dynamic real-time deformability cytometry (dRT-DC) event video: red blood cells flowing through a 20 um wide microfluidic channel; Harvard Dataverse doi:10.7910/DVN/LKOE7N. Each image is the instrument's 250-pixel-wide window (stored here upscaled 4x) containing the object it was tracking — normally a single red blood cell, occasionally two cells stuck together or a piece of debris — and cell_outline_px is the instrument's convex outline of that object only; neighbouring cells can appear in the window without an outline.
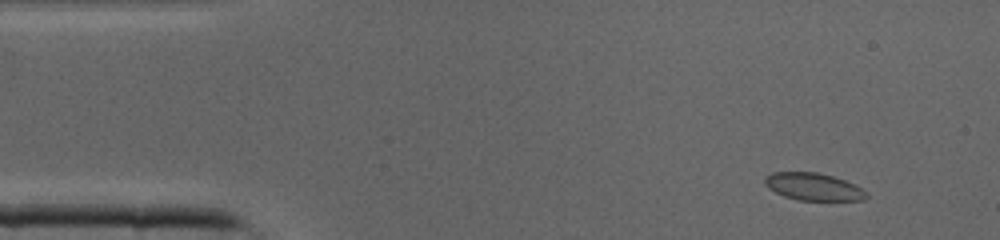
{"species": "common noctule bat (a hibernating species)", "species_latin": "Nyctalus noctula", "temperature_condition": "cold", "stored_images_in_passage": 38, "camera_frame_rate_fps": 3000, "um_per_image_px": 0.085, "animal": {"sex": "male", "body_mass_g": 19.0, "forearm_length_mm": 50.8}, "frame": {"image": 1, "passage_image": 1, "time_ms": 0.0, "image_size_px": [1000, 240], "cell_outline_px": [[868, 196], [864, 200], [796, 200], [784, 196], [768, 188], [764, 184], [764, 176], [772, 172], [816, 172], [832, 176], [844, 180], [860, 188]], "centroid_in_image_um": [69.07, 15.87], "position_along_channel_um": 15.9, "area_um2": 16.07}}
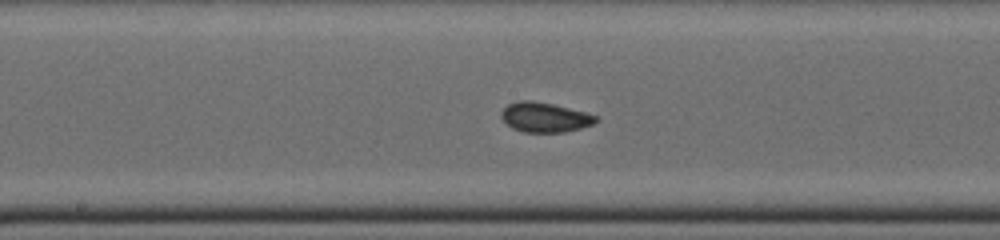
{"frame": {"image": 2, "passage_image": 18, "time_ms": 5.667, "image_size_px": [1000, 240], "cell_outline_px": [[596, 120], [592, 124], [580, 128], [564, 132], [524, 132], [512, 128], [500, 116], [500, 112], [508, 104], [520, 100], [532, 100], [552, 104], [584, 112], [596, 116]], "centroid_in_image_um": [46.25, 9.96], "position_along_channel_um": 201.9, "area_um2": 16.13}}
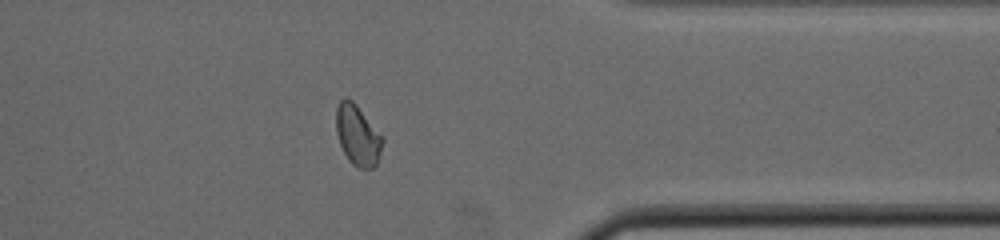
{"frame": {"image": 3, "passage_image": 30, "time_ms": 9.667, "image_size_px": [1000, 240], "cell_outline_px": [[384, 140], [376, 164], [372, 168], [360, 168], [352, 164], [348, 160], [340, 144], [336, 132], [336, 108], [340, 100], [348, 96], [356, 104], [384, 136]], "centroid_in_image_um": [30.4, 11.46], "position_along_channel_um": 381.0, "area_um2": 16.47}}